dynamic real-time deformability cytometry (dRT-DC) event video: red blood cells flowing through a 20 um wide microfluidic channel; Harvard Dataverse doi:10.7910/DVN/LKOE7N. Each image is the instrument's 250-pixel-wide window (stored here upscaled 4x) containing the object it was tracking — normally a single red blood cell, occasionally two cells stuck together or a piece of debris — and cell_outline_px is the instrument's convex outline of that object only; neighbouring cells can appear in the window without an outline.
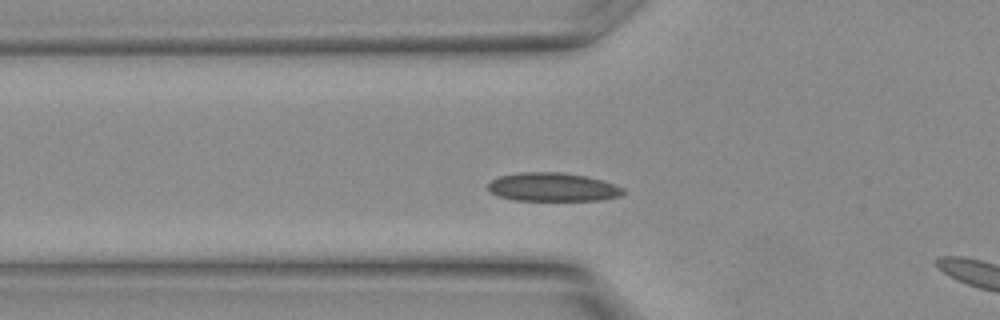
{"species": "Egyptian fruit bat (a non-hibernating species)", "species_latin": "Rousettus aegyptiacus", "temperature_condition": "warm", "stored_images_in_passage": 5, "camera_frame_rate_fps": 3000, "um_per_image_px": 0.085, "animal": {"sex": "female"}, "frame": {"image": 1, "passage_image": 4, "time_ms": 1.0, "image_size_px": [1000, 320], "cell_outline_px": [[624, 192], [620, 196], [600, 200], [512, 200], [496, 196], [488, 188], [488, 184], [492, 180], [500, 176], [520, 172], [560, 172], [584, 176], [600, 180], [624, 188]], "centroid_in_image_um": [46.94, 15.91], "position_along_channel_um": 78.9, "area_um2": 22.31}}